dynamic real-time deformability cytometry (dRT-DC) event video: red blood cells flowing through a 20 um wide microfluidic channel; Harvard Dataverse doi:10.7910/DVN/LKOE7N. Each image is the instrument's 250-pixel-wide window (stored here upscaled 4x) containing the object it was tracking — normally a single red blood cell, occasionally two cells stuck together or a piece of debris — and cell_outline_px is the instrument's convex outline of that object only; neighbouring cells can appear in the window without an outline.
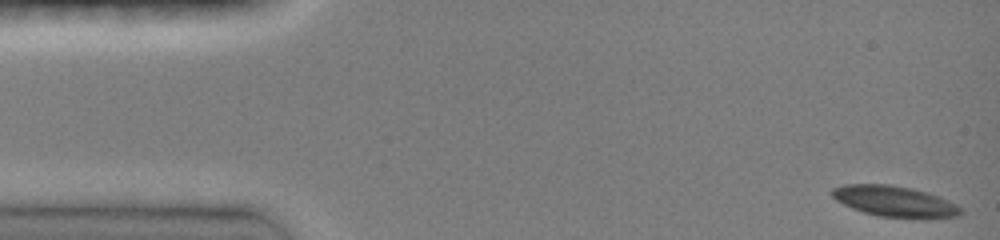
{"species": "common noctule bat (a hibernating species)", "species_latin": "Nyctalus noctula", "temperature_condition": "room temperature", "stored_images_in_passage": 44, "camera_frame_rate_fps": 3000, "um_per_image_px": 0.085, "animal": {"sex": "female", "body_mass_g": 19.0, "forearm_length_mm": 51.5}, "frame": {"image": 1, "passage_image": 1, "time_ms": 0.0, "image_size_px": [1000, 240], "cell_outline_px": [[964, 212], [960, 216], [924, 220], [920, 220], [880, 216], [864, 212], [852, 208], [836, 200], [832, 196], [832, 188], [844, 184], [888, 184], [912, 188], [928, 192], [940, 196], [964, 208]], "centroid_in_image_um": [76.15, 17.14], "position_along_channel_um": 8.8, "area_um2": 23.81}}
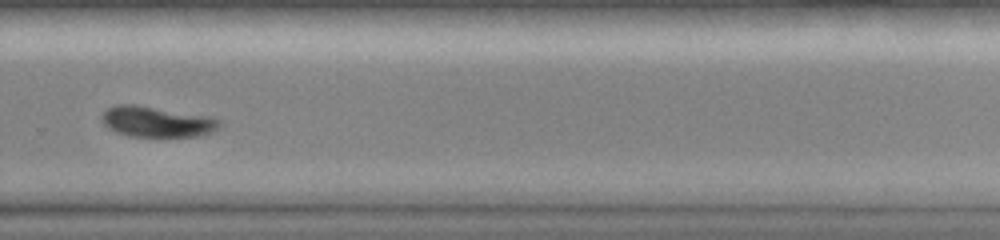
{"frame": {"image": 2, "passage_image": 32, "time_ms": 10.333, "image_size_px": [1000, 240], "cell_outline_px": [[224, 124], [220, 128], [212, 132], [196, 136], [128, 136], [116, 132], [108, 128], [100, 120], [100, 116], [108, 108], [116, 104], [136, 104], [212, 116], [220, 120]], "centroid_in_image_um": [13.35, 10.33], "position_along_channel_um": 316.4, "area_um2": 21.39}}
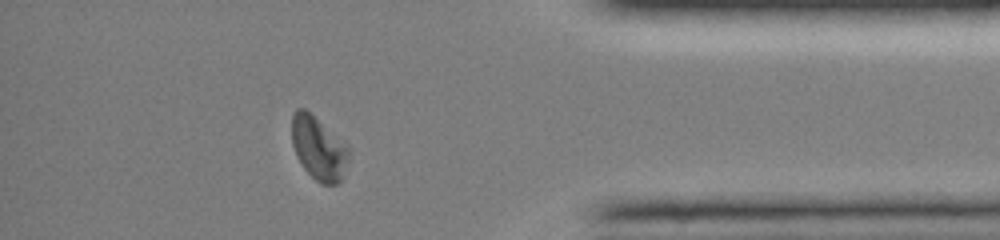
{"frame": {"image": 3, "passage_image": 40, "time_ms": 13.0, "image_size_px": [1000, 240], "cell_outline_px": [[348, 160], [344, 180], [336, 184], [320, 184], [304, 168], [296, 156], [292, 144], [292, 112], [296, 108], [304, 108], [348, 144]], "centroid_in_image_um": [27.09, 12.61], "position_along_channel_um": 408.1, "area_um2": 21.27}, "authors_computed_cell_mechanics": {"area_um2": 22.4264, "velocity_mm_per_s": 4.0888, "shape_relaxation_time_tau1_ms": 2.1606, "shape_relaxation_time_tau2_ms": null, "deformation_change_tau1": 0.0977, "deformation_change_tau2": null}}